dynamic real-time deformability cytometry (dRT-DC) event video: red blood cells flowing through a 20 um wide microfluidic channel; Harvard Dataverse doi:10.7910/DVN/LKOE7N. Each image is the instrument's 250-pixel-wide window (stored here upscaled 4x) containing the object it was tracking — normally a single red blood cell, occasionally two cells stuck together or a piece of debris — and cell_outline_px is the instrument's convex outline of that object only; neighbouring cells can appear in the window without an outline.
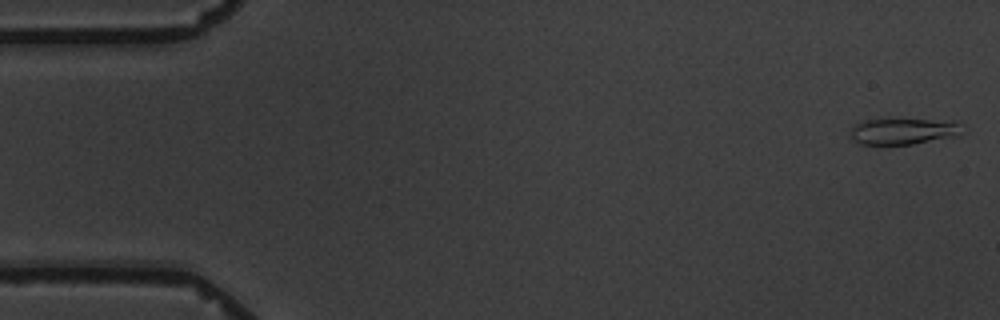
{"species": "common noctule bat (a hibernating species)", "species_latin": "Nyctalus noctula", "temperature_condition": "warm", "stored_images_in_passage": 5, "camera_frame_rate_fps": 3000, "um_per_image_px": 0.085, "animal": {"sex": "male", "body_mass_g": 19.5, "forearm_length_mm": 54.6}, "frame": {"image": 1, "passage_image": 1, "time_ms": 0.0, "image_size_px": [1000, 320], "cell_outline_px": [[960, 136], [912, 144], [860, 144], [852, 136], [852, 128], [856, 124], [864, 120], [952, 120], [960, 124]], "centroid_in_image_um": [76.85, 11.16], "position_along_channel_um": 8.2, "area_um2": 16.7}}